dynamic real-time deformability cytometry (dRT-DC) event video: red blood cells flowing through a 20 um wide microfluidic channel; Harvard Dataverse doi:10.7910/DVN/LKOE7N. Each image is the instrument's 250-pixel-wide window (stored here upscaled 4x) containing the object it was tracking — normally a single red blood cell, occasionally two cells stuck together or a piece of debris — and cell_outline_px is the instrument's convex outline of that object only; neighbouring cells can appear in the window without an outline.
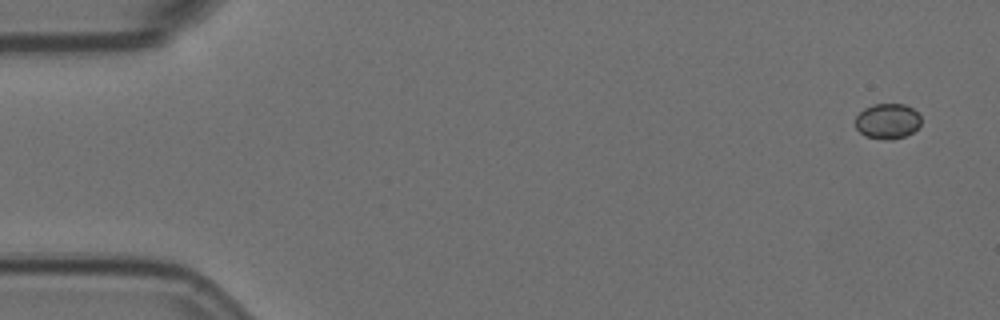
{"species": "Egyptian fruit bat (a non-hibernating species)", "species_latin": "Rousettus aegyptiacus", "temperature_condition": "room temperature", "stored_images_in_passage": 7, "camera_frame_rate_fps": 3000, "um_per_image_px": 0.085, "animal": {"sex": "female"}, "frame": {"image": 1, "passage_image": 1, "time_ms": 0.0, "image_size_px": [1000, 320], "cell_outline_px": [[920, 124], [912, 132], [904, 136], [892, 140], [864, 136], [856, 128], [856, 116], [864, 108], [872, 104], [904, 104], [912, 108], [920, 116]], "centroid_in_image_um": [75.42, 10.29], "position_along_channel_um": 9.6, "area_um2": 13.41}}